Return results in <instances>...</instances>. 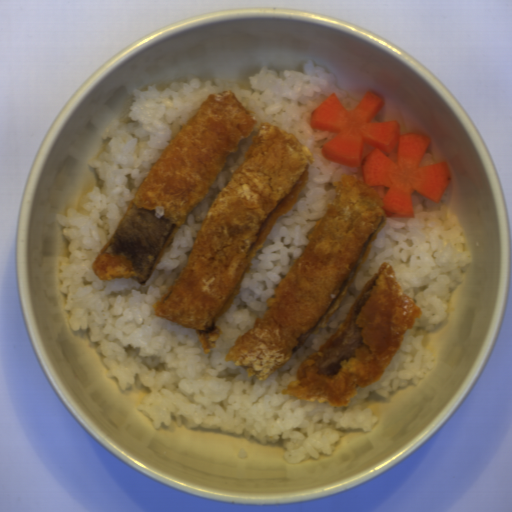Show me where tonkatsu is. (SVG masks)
<instances>
[{
    "label": "tonkatsu",
    "instance_id": "obj_2",
    "mask_svg": "<svg viewBox=\"0 0 512 512\" xmlns=\"http://www.w3.org/2000/svg\"><path fill=\"white\" fill-rule=\"evenodd\" d=\"M333 185L335 196L268 299L267 312L225 355L249 378L264 381L327 327L389 218L381 207L387 187H367L354 173Z\"/></svg>",
    "mask_w": 512,
    "mask_h": 512
},
{
    "label": "tonkatsu",
    "instance_id": "obj_3",
    "mask_svg": "<svg viewBox=\"0 0 512 512\" xmlns=\"http://www.w3.org/2000/svg\"><path fill=\"white\" fill-rule=\"evenodd\" d=\"M256 124L254 111L233 90L208 94L144 176L116 231L91 261L95 275L144 285Z\"/></svg>",
    "mask_w": 512,
    "mask_h": 512
},
{
    "label": "tonkatsu",
    "instance_id": "obj_1",
    "mask_svg": "<svg viewBox=\"0 0 512 512\" xmlns=\"http://www.w3.org/2000/svg\"><path fill=\"white\" fill-rule=\"evenodd\" d=\"M314 156L282 127L263 122L235 173L214 198L176 278L153 303L155 317L193 328L203 351L241 293L263 243L309 184Z\"/></svg>",
    "mask_w": 512,
    "mask_h": 512
},
{
    "label": "tonkatsu",
    "instance_id": "obj_4",
    "mask_svg": "<svg viewBox=\"0 0 512 512\" xmlns=\"http://www.w3.org/2000/svg\"><path fill=\"white\" fill-rule=\"evenodd\" d=\"M422 316L390 263L383 262L336 333L303 359L282 395L348 408L360 388L384 376L407 330Z\"/></svg>",
    "mask_w": 512,
    "mask_h": 512
}]
</instances>
